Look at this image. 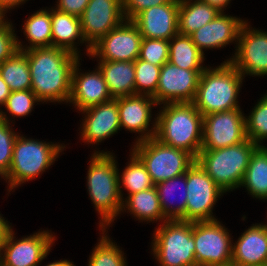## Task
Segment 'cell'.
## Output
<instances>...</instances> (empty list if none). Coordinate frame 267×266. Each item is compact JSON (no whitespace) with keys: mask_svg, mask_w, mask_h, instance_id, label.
<instances>
[{"mask_svg":"<svg viewBox=\"0 0 267 266\" xmlns=\"http://www.w3.org/2000/svg\"><path fill=\"white\" fill-rule=\"evenodd\" d=\"M30 69L31 90L40 102L68 103L72 72L81 58L57 47L24 51Z\"/></svg>","mask_w":267,"mask_h":266,"instance_id":"1","label":"cell"},{"mask_svg":"<svg viewBox=\"0 0 267 266\" xmlns=\"http://www.w3.org/2000/svg\"><path fill=\"white\" fill-rule=\"evenodd\" d=\"M156 117L155 138L197 158L203 142V115L193 102L166 103Z\"/></svg>","mask_w":267,"mask_h":266,"instance_id":"2","label":"cell"},{"mask_svg":"<svg viewBox=\"0 0 267 266\" xmlns=\"http://www.w3.org/2000/svg\"><path fill=\"white\" fill-rule=\"evenodd\" d=\"M89 161L87 188L91 201L100 215V229H107L122 212L116 157L110 151H94Z\"/></svg>","mask_w":267,"mask_h":266,"instance_id":"3","label":"cell"},{"mask_svg":"<svg viewBox=\"0 0 267 266\" xmlns=\"http://www.w3.org/2000/svg\"><path fill=\"white\" fill-rule=\"evenodd\" d=\"M211 68L207 67L201 73L193 101L196 109L203 116L241 109L237 100L244 76L230 62Z\"/></svg>","mask_w":267,"mask_h":266,"instance_id":"4","label":"cell"},{"mask_svg":"<svg viewBox=\"0 0 267 266\" xmlns=\"http://www.w3.org/2000/svg\"><path fill=\"white\" fill-rule=\"evenodd\" d=\"M258 147L249 139L215 150H200L196 162L226 193L241 187L252 153Z\"/></svg>","mask_w":267,"mask_h":266,"instance_id":"5","label":"cell"},{"mask_svg":"<svg viewBox=\"0 0 267 266\" xmlns=\"http://www.w3.org/2000/svg\"><path fill=\"white\" fill-rule=\"evenodd\" d=\"M65 145L46 143L18 135L13 146L12 161L7 175L8 192L24 182L37 178L59 157Z\"/></svg>","mask_w":267,"mask_h":266,"instance_id":"6","label":"cell"},{"mask_svg":"<svg viewBox=\"0 0 267 266\" xmlns=\"http://www.w3.org/2000/svg\"><path fill=\"white\" fill-rule=\"evenodd\" d=\"M153 236L152 252L160 266H196L192 222L167 220Z\"/></svg>","mask_w":267,"mask_h":266,"instance_id":"7","label":"cell"},{"mask_svg":"<svg viewBox=\"0 0 267 266\" xmlns=\"http://www.w3.org/2000/svg\"><path fill=\"white\" fill-rule=\"evenodd\" d=\"M133 146L132 152L142 161L155 185L186 173L196 161L190 153L165 145L155 137Z\"/></svg>","mask_w":267,"mask_h":266,"instance_id":"8","label":"cell"},{"mask_svg":"<svg viewBox=\"0 0 267 266\" xmlns=\"http://www.w3.org/2000/svg\"><path fill=\"white\" fill-rule=\"evenodd\" d=\"M196 266H231L232 238L218 220L192 222Z\"/></svg>","mask_w":267,"mask_h":266,"instance_id":"9","label":"cell"},{"mask_svg":"<svg viewBox=\"0 0 267 266\" xmlns=\"http://www.w3.org/2000/svg\"><path fill=\"white\" fill-rule=\"evenodd\" d=\"M187 206L184 221L202 222L217 220L213 208L225 192L195 161L186 172Z\"/></svg>","mask_w":267,"mask_h":266,"instance_id":"10","label":"cell"},{"mask_svg":"<svg viewBox=\"0 0 267 266\" xmlns=\"http://www.w3.org/2000/svg\"><path fill=\"white\" fill-rule=\"evenodd\" d=\"M15 238L11 229L0 246V266H38L47 258L56 240L53 233L46 230L19 240Z\"/></svg>","mask_w":267,"mask_h":266,"instance_id":"11","label":"cell"},{"mask_svg":"<svg viewBox=\"0 0 267 266\" xmlns=\"http://www.w3.org/2000/svg\"><path fill=\"white\" fill-rule=\"evenodd\" d=\"M201 150H215L237 145L247 139L245 116L241 109L203 116Z\"/></svg>","mask_w":267,"mask_h":266,"instance_id":"12","label":"cell"},{"mask_svg":"<svg viewBox=\"0 0 267 266\" xmlns=\"http://www.w3.org/2000/svg\"><path fill=\"white\" fill-rule=\"evenodd\" d=\"M142 35L132 20L123 21L91 46V58L134 62L139 58Z\"/></svg>","mask_w":267,"mask_h":266,"instance_id":"13","label":"cell"},{"mask_svg":"<svg viewBox=\"0 0 267 266\" xmlns=\"http://www.w3.org/2000/svg\"><path fill=\"white\" fill-rule=\"evenodd\" d=\"M249 26L247 21L243 23L234 56L224 62H230L243 76H266L267 32Z\"/></svg>","mask_w":267,"mask_h":266,"instance_id":"14","label":"cell"},{"mask_svg":"<svg viewBox=\"0 0 267 266\" xmlns=\"http://www.w3.org/2000/svg\"><path fill=\"white\" fill-rule=\"evenodd\" d=\"M203 71L182 69L166 62L160 69L157 90L152 97L157 105L193 102Z\"/></svg>","mask_w":267,"mask_h":266,"instance_id":"15","label":"cell"},{"mask_svg":"<svg viewBox=\"0 0 267 266\" xmlns=\"http://www.w3.org/2000/svg\"><path fill=\"white\" fill-rule=\"evenodd\" d=\"M80 21L89 56L93 44L125 21L122 0H90Z\"/></svg>","mask_w":267,"mask_h":266,"instance_id":"16","label":"cell"},{"mask_svg":"<svg viewBox=\"0 0 267 266\" xmlns=\"http://www.w3.org/2000/svg\"><path fill=\"white\" fill-rule=\"evenodd\" d=\"M117 105L121 129L123 127L130 132L141 134L139 138L137 136L135 143L155 137L156 118H154L155 122L152 128H149L152 118V107L157 105L152 96L135 94L118 97Z\"/></svg>","mask_w":267,"mask_h":266,"instance_id":"17","label":"cell"},{"mask_svg":"<svg viewBox=\"0 0 267 266\" xmlns=\"http://www.w3.org/2000/svg\"><path fill=\"white\" fill-rule=\"evenodd\" d=\"M179 0L153 6L140 12L132 21L138 27L142 38L170 40L178 34Z\"/></svg>","mask_w":267,"mask_h":266,"instance_id":"18","label":"cell"},{"mask_svg":"<svg viewBox=\"0 0 267 266\" xmlns=\"http://www.w3.org/2000/svg\"><path fill=\"white\" fill-rule=\"evenodd\" d=\"M80 132L83 142L98 144L121 129L117 98L86 108Z\"/></svg>","mask_w":267,"mask_h":266,"instance_id":"19","label":"cell"},{"mask_svg":"<svg viewBox=\"0 0 267 266\" xmlns=\"http://www.w3.org/2000/svg\"><path fill=\"white\" fill-rule=\"evenodd\" d=\"M79 62L78 60L72 72L71 93L68 102L82 111L112 100L107 83L99 68L97 67L95 71L89 73H80Z\"/></svg>","mask_w":267,"mask_h":266,"instance_id":"20","label":"cell"},{"mask_svg":"<svg viewBox=\"0 0 267 266\" xmlns=\"http://www.w3.org/2000/svg\"><path fill=\"white\" fill-rule=\"evenodd\" d=\"M224 14L220 12L211 22L190 35L192 42L203 54V49L226 47L233 41L237 48L240 29L246 20Z\"/></svg>","mask_w":267,"mask_h":266,"instance_id":"21","label":"cell"},{"mask_svg":"<svg viewBox=\"0 0 267 266\" xmlns=\"http://www.w3.org/2000/svg\"><path fill=\"white\" fill-rule=\"evenodd\" d=\"M233 244L231 266H267L266 224H253Z\"/></svg>","mask_w":267,"mask_h":266,"instance_id":"22","label":"cell"},{"mask_svg":"<svg viewBox=\"0 0 267 266\" xmlns=\"http://www.w3.org/2000/svg\"><path fill=\"white\" fill-rule=\"evenodd\" d=\"M51 31H52V46L62 48L80 57L77 42L84 43L86 40L83 37L81 29V21L79 17L68 13L58 11L56 8L51 9Z\"/></svg>","mask_w":267,"mask_h":266,"instance_id":"23","label":"cell"},{"mask_svg":"<svg viewBox=\"0 0 267 266\" xmlns=\"http://www.w3.org/2000/svg\"><path fill=\"white\" fill-rule=\"evenodd\" d=\"M97 67L107 83L112 98L135 95L134 62L100 60Z\"/></svg>","mask_w":267,"mask_h":266,"instance_id":"24","label":"cell"},{"mask_svg":"<svg viewBox=\"0 0 267 266\" xmlns=\"http://www.w3.org/2000/svg\"><path fill=\"white\" fill-rule=\"evenodd\" d=\"M219 13L216 8L201 0H179L178 34L190 36Z\"/></svg>","mask_w":267,"mask_h":266,"instance_id":"25","label":"cell"},{"mask_svg":"<svg viewBox=\"0 0 267 266\" xmlns=\"http://www.w3.org/2000/svg\"><path fill=\"white\" fill-rule=\"evenodd\" d=\"M126 210L140 221H167L161 210L159 195L155 186L127 196L122 206V211L126 212Z\"/></svg>","mask_w":267,"mask_h":266,"instance_id":"26","label":"cell"},{"mask_svg":"<svg viewBox=\"0 0 267 266\" xmlns=\"http://www.w3.org/2000/svg\"><path fill=\"white\" fill-rule=\"evenodd\" d=\"M241 186L253 198L267 201V147L263 144L252 153Z\"/></svg>","mask_w":267,"mask_h":266,"instance_id":"27","label":"cell"},{"mask_svg":"<svg viewBox=\"0 0 267 266\" xmlns=\"http://www.w3.org/2000/svg\"><path fill=\"white\" fill-rule=\"evenodd\" d=\"M180 183H182L181 185L183 186L181 187L183 188L181 190L182 191L181 201L178 204H176V206H174L175 204H173L172 206V203H174L173 201L177 199V197L173 198L172 196L177 194V193L176 194L174 193L179 190L178 186H180ZM186 185H187L186 173L173 177L171 179L159 182L155 185L158 195H159V202H160L161 210L167 220H183L184 221V214L186 213V206H187V186ZM172 198L174 199L173 201H172Z\"/></svg>","mask_w":267,"mask_h":266,"instance_id":"28","label":"cell"},{"mask_svg":"<svg viewBox=\"0 0 267 266\" xmlns=\"http://www.w3.org/2000/svg\"><path fill=\"white\" fill-rule=\"evenodd\" d=\"M24 34L30 43L29 46H23L21 41L17 40L19 51H27L33 48H43L52 46L51 31V9H41L33 13L25 21L23 28Z\"/></svg>","mask_w":267,"mask_h":266,"instance_id":"29","label":"cell"},{"mask_svg":"<svg viewBox=\"0 0 267 266\" xmlns=\"http://www.w3.org/2000/svg\"><path fill=\"white\" fill-rule=\"evenodd\" d=\"M204 54L192 42L190 36L177 34L169 40V61L187 70H205Z\"/></svg>","mask_w":267,"mask_h":266,"instance_id":"30","label":"cell"},{"mask_svg":"<svg viewBox=\"0 0 267 266\" xmlns=\"http://www.w3.org/2000/svg\"><path fill=\"white\" fill-rule=\"evenodd\" d=\"M0 76L11 92L31 89L27 54L18 50L11 58L6 59L0 64Z\"/></svg>","mask_w":267,"mask_h":266,"instance_id":"31","label":"cell"},{"mask_svg":"<svg viewBox=\"0 0 267 266\" xmlns=\"http://www.w3.org/2000/svg\"><path fill=\"white\" fill-rule=\"evenodd\" d=\"M130 156L127 167L124 169L121 176L118 175L119 191L122 201L125 200L121 192L122 186L129 192L128 196L155 186L142 161L133 152H131Z\"/></svg>","mask_w":267,"mask_h":266,"instance_id":"32","label":"cell"},{"mask_svg":"<svg viewBox=\"0 0 267 266\" xmlns=\"http://www.w3.org/2000/svg\"><path fill=\"white\" fill-rule=\"evenodd\" d=\"M101 231L102 237L93 248L88 266H127L124 252L106 235V229Z\"/></svg>","mask_w":267,"mask_h":266,"instance_id":"33","label":"cell"},{"mask_svg":"<svg viewBox=\"0 0 267 266\" xmlns=\"http://www.w3.org/2000/svg\"><path fill=\"white\" fill-rule=\"evenodd\" d=\"M249 116H245L246 136L261 146L267 139V93L257 102Z\"/></svg>","mask_w":267,"mask_h":266,"instance_id":"34","label":"cell"},{"mask_svg":"<svg viewBox=\"0 0 267 266\" xmlns=\"http://www.w3.org/2000/svg\"><path fill=\"white\" fill-rule=\"evenodd\" d=\"M135 66V94L153 96L156 93L157 85L162 66H156L137 58Z\"/></svg>","mask_w":267,"mask_h":266,"instance_id":"35","label":"cell"},{"mask_svg":"<svg viewBox=\"0 0 267 266\" xmlns=\"http://www.w3.org/2000/svg\"><path fill=\"white\" fill-rule=\"evenodd\" d=\"M7 112L0 108V177L4 178L12 161L13 146L18 133L11 128V121L8 119ZM11 125V126H10Z\"/></svg>","mask_w":267,"mask_h":266,"instance_id":"36","label":"cell"},{"mask_svg":"<svg viewBox=\"0 0 267 266\" xmlns=\"http://www.w3.org/2000/svg\"><path fill=\"white\" fill-rule=\"evenodd\" d=\"M139 59L156 66L169 61V41L157 38H142Z\"/></svg>","mask_w":267,"mask_h":266,"instance_id":"37","label":"cell"},{"mask_svg":"<svg viewBox=\"0 0 267 266\" xmlns=\"http://www.w3.org/2000/svg\"><path fill=\"white\" fill-rule=\"evenodd\" d=\"M36 102L40 101L31 89L20 90L11 92L4 106L13 117H25L31 113Z\"/></svg>","mask_w":267,"mask_h":266,"instance_id":"38","label":"cell"},{"mask_svg":"<svg viewBox=\"0 0 267 266\" xmlns=\"http://www.w3.org/2000/svg\"><path fill=\"white\" fill-rule=\"evenodd\" d=\"M14 32L13 25L8 20L0 25V64L18 51V38Z\"/></svg>","mask_w":267,"mask_h":266,"instance_id":"39","label":"cell"},{"mask_svg":"<svg viewBox=\"0 0 267 266\" xmlns=\"http://www.w3.org/2000/svg\"><path fill=\"white\" fill-rule=\"evenodd\" d=\"M170 0H122L126 20H133L140 12L153 6L168 3Z\"/></svg>","mask_w":267,"mask_h":266,"instance_id":"40","label":"cell"},{"mask_svg":"<svg viewBox=\"0 0 267 266\" xmlns=\"http://www.w3.org/2000/svg\"><path fill=\"white\" fill-rule=\"evenodd\" d=\"M90 0H58L56 9L76 17H81Z\"/></svg>","mask_w":267,"mask_h":266,"instance_id":"41","label":"cell"},{"mask_svg":"<svg viewBox=\"0 0 267 266\" xmlns=\"http://www.w3.org/2000/svg\"><path fill=\"white\" fill-rule=\"evenodd\" d=\"M27 0H0V10L6 14L7 10L18 7L20 4L25 3Z\"/></svg>","mask_w":267,"mask_h":266,"instance_id":"42","label":"cell"},{"mask_svg":"<svg viewBox=\"0 0 267 266\" xmlns=\"http://www.w3.org/2000/svg\"><path fill=\"white\" fill-rule=\"evenodd\" d=\"M8 223L9 221L5 220V218L0 214V246L3 244L8 233L12 229Z\"/></svg>","mask_w":267,"mask_h":266,"instance_id":"43","label":"cell"},{"mask_svg":"<svg viewBox=\"0 0 267 266\" xmlns=\"http://www.w3.org/2000/svg\"><path fill=\"white\" fill-rule=\"evenodd\" d=\"M11 91L7 83L0 76V105L4 106Z\"/></svg>","mask_w":267,"mask_h":266,"instance_id":"44","label":"cell"},{"mask_svg":"<svg viewBox=\"0 0 267 266\" xmlns=\"http://www.w3.org/2000/svg\"><path fill=\"white\" fill-rule=\"evenodd\" d=\"M205 3H208L212 7L216 8L220 12H224L231 0H201Z\"/></svg>","mask_w":267,"mask_h":266,"instance_id":"45","label":"cell"},{"mask_svg":"<svg viewBox=\"0 0 267 266\" xmlns=\"http://www.w3.org/2000/svg\"><path fill=\"white\" fill-rule=\"evenodd\" d=\"M46 266H75L74 264H73V262H71V261H69V260H58V261H54V262H52V263H49L48 265H46Z\"/></svg>","mask_w":267,"mask_h":266,"instance_id":"46","label":"cell"},{"mask_svg":"<svg viewBox=\"0 0 267 266\" xmlns=\"http://www.w3.org/2000/svg\"><path fill=\"white\" fill-rule=\"evenodd\" d=\"M5 14L0 10V25L5 21Z\"/></svg>","mask_w":267,"mask_h":266,"instance_id":"47","label":"cell"}]
</instances>
